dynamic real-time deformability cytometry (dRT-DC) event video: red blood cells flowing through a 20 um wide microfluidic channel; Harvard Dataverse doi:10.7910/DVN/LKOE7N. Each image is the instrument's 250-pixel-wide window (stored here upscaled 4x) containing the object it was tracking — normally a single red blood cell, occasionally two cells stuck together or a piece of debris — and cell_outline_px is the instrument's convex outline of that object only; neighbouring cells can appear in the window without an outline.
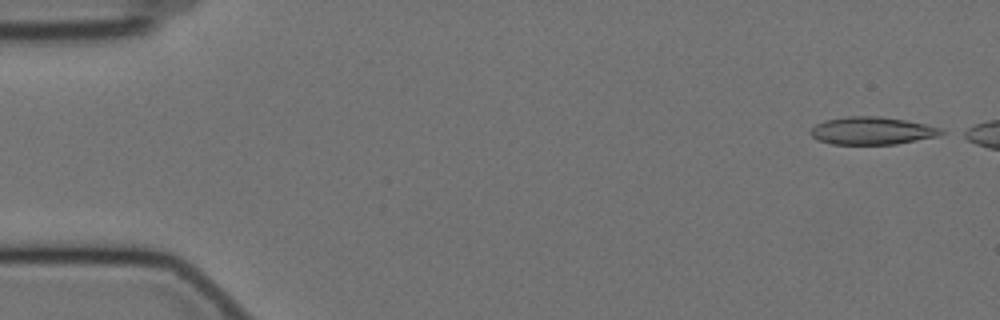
{"species": "Egyptian fruit bat (a non-hibernating species)", "species_latin": "Rousettus aegyptiacus", "temperature_condition": "cold", "stored_images_in_passage": 49, "camera_frame_rate_fps": 3000, "um_per_image_px": 0.085, "animal": {"sex": "female"}, "frame": {"image": 1, "passage_image": 1, "time_ms": 0.0, "image_size_px": [1000, 320], "cell_outline_px": [[948, 132], [940, 136], [896, 144], [832, 144], [816, 140], [808, 132], [816, 124], [824, 120], [848, 116], [880, 116], [904, 120], [924, 124], [940, 128]], "centroid_in_image_um": [74.12, 11.12], "position_along_channel_um": 10.9, "area_um2": 21.21}}
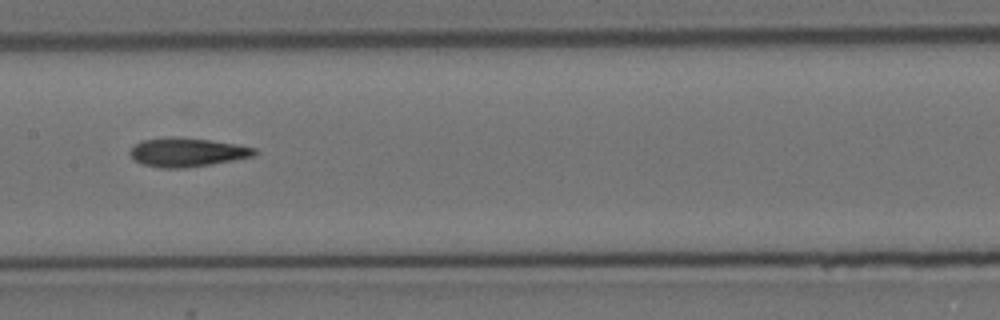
{"frame": {"image": 2, "passage_image": 27, "time_ms": 8.667, "image_size_px": [1000, 320], "cell_outline_px": [[260, 152], [252, 156], [212, 164], [184, 168], [160, 168], [144, 164], [136, 160], [128, 152], [140, 140], [168, 136], [172, 136], [208, 140], [236, 144], [256, 148]], "centroid_in_image_um": [15.9, 12.93], "position_along_channel_um": 191.5, "area_um2": 20.87}}
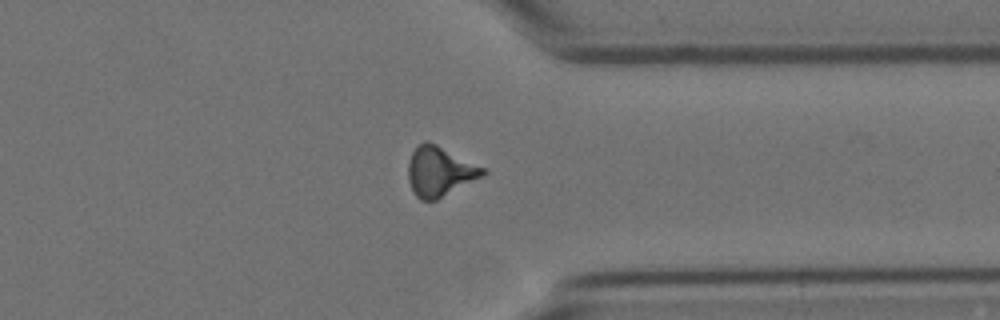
{"frame": {"image": 3, "passage_image": 43, "time_ms": 14.0, "image_size_px": [1000, 320], "cell_outline_px": [[488, 172], [484, 176], [436, 200], [420, 200], [416, 196], [408, 180], [408, 164], [412, 152], [424, 140], [428, 140], [488, 168]], "centroid_in_image_um": [37.42, 14.56], "position_along_channel_um": 374.0, "area_um2": 21.91}, "authors_computed_cell_mechanics": {"area_um2": 20.8658, "velocity_mm_per_s": 3.5043, "shape_relaxation_time_tau1_ms": null, "shape_relaxation_time_tau2_ms": 4.2799, "deformation_change_tau1": null, "deformation_change_tau2": 0.1518}}